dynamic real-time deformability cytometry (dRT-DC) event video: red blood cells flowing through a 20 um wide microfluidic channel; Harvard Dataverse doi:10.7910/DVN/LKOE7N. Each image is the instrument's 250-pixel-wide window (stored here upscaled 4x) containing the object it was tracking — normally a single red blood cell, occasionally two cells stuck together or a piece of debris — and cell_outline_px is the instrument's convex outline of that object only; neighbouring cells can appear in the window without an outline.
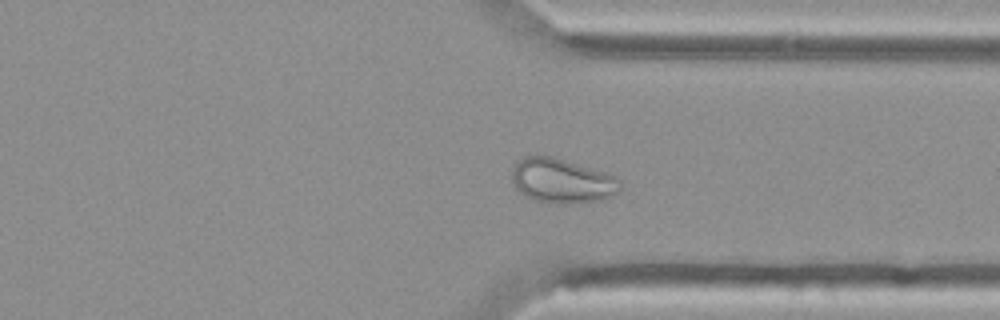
{"species": "Egyptian fruit bat (a non-hibernating species)", "species_latin": "Rousettus aegyptiacus", "temperature_condition": "cold", "stored_images_in_passage": 45, "camera_frame_rate_fps": 3000, "um_per_image_px": 0.085, "animal": {"sex": "female"}, "frame": {"image": 1, "passage_image": 32, "time_ms": 10.333, "image_size_px": [1000, 320], "cell_outline_px": [[620, 188], [612, 196], [596, 200], [576, 204], [556, 204], [532, 200], [520, 192], [516, 188], [512, 180], [512, 168], [524, 156], [552, 156], [604, 172], [616, 176], [620, 180]], "centroid_in_image_um": [47.75, 15.39], "position_along_channel_um": 363.7, "area_um2": 28.03}, "authors_computed_cell_mechanics": {"area_um2": 28.033, "velocity_mm_per_s": 3.6734, "shape_relaxation_time_tau1_ms": null, "shape_relaxation_time_tau2_ms": 1.0947, "deformation_change_tau1": null, "deformation_change_tau2": 0.0587}}